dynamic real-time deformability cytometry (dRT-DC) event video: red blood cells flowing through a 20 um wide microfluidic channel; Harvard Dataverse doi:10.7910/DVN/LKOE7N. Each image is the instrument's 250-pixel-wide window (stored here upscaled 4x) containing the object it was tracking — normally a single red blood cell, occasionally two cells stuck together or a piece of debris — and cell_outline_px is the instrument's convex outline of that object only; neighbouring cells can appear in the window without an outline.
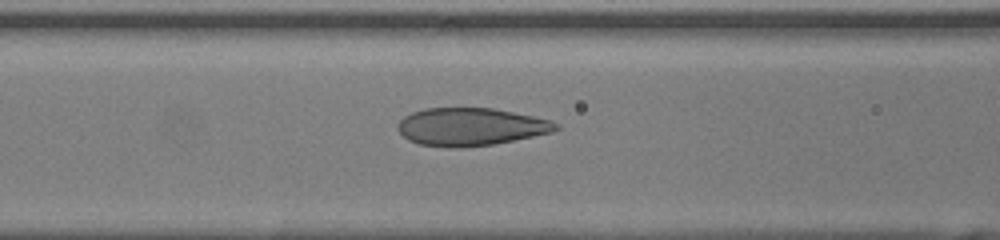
{"species": "human", "species_latin": "Homo sapiens", "temperature_condition": "room temperature", "stored_images_in_passage": 31, "camera_frame_rate_fps": 3000, "um_per_image_px": 0.085, "donor": {"sex": "female"}, "frame": {"image": 1, "passage_image": 9, "time_ms": 2.667, "image_size_px": [1000, 240], "cell_outline_px": [[560, 128], [552, 132], [492, 144], [464, 148], [444, 148], [420, 144], [408, 140], [396, 128], [396, 124], [404, 116], [412, 112], [424, 108], [492, 108], [532, 116], [548, 120], [560, 124]], "centroid_in_image_um": [39.95, 10.78], "position_along_channel_um": 126.6, "area_um2": 34.8}}
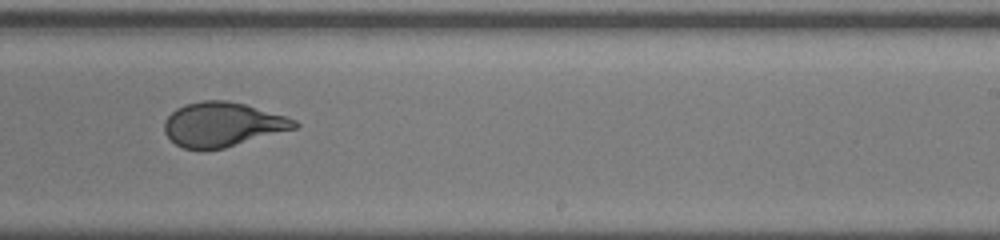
{"frame": {"image": 2, "passage_image": 19, "time_ms": 6.0, "image_size_px": [1000, 240], "cell_outline_px": [[300, 124], [296, 128], [224, 148], [184, 148], [176, 144], [164, 132], [164, 120], [176, 108], [184, 104], [204, 100], [228, 100], [244, 104], [284, 116], [296, 120]], "centroid_in_image_um": [18.9, 10.56], "position_along_channel_um": 270.1, "area_um2": 33.18}}
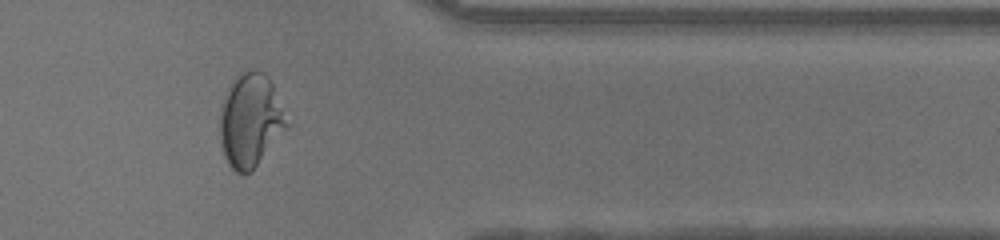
{"frame": {"image": 3, "passage_image": 28, "time_ms": 9.0, "image_size_px": [1000, 240], "cell_outline_px": [[288, 128], [252, 172], [236, 172], [228, 164], [224, 156], [220, 140], [220, 104], [232, 80], [240, 72], [252, 68], [264, 72], [268, 76], [272, 84], [288, 124]], "centroid_in_image_um": [21.26, 10.22], "position_along_channel_um": 390.1, "area_um2": 36.53}}